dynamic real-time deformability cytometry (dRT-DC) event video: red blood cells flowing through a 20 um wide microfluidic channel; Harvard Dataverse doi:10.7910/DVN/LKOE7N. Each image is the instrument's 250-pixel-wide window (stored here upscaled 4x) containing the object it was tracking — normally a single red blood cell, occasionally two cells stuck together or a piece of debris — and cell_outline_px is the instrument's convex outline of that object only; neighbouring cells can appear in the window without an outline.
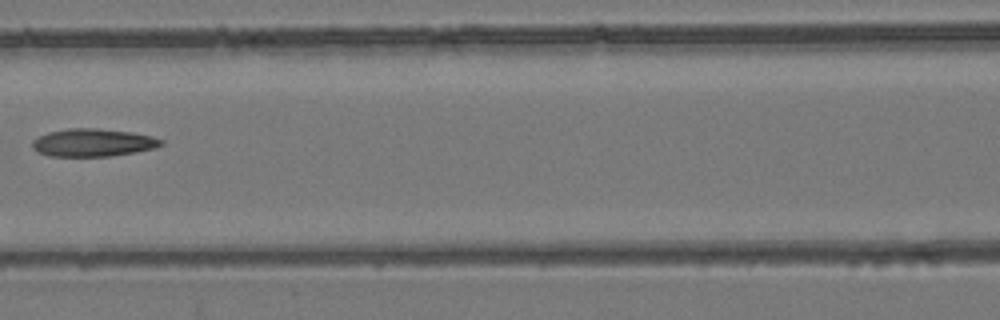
{"species": "common noctule bat (a hibernating species)", "species_latin": "Nyctalus noctula", "temperature_condition": "room temperature", "stored_images_in_passage": 5, "camera_frame_rate_fps": 3000, "um_per_image_px": 0.085, "animal": {"sex": "female", "body_mass_g": 24.6, "forearm_length_mm": 56.2}, "frame": {"image": 1, "passage_image": 5, "time_ms": 1.333, "image_size_px": [1000, 320], "cell_outline_px": [[164, 144], [156, 148], [136, 152], [112, 156], [48, 156], [36, 152], [32, 148], [32, 140], [48, 132], [68, 128], [96, 128], [132, 132], [152, 136], [164, 140]], "centroid_in_image_um": [7.91, 12.12], "position_along_channel_um": 158.7, "area_um2": 21.1}}